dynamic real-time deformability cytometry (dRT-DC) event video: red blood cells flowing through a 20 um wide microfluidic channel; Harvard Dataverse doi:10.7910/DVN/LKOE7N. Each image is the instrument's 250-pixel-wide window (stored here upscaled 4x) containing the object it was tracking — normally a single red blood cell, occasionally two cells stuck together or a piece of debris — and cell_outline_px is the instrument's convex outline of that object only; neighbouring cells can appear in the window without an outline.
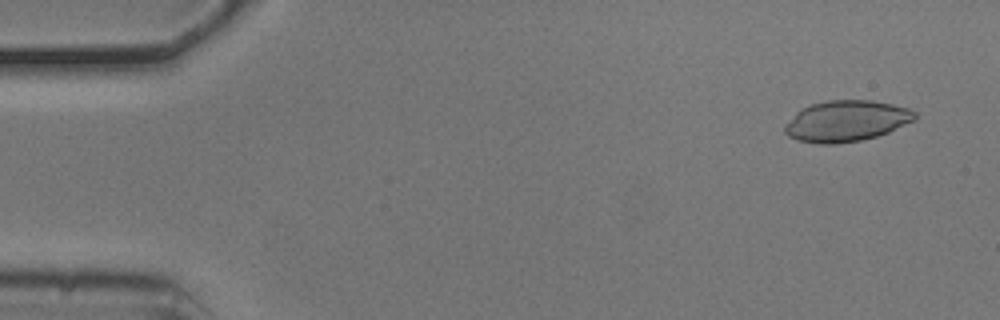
{"species": "common noctule bat (a hibernating species)", "species_latin": "Nyctalus noctula", "temperature_condition": "cold", "stored_images_in_passage": 53, "camera_frame_rate_fps": 3000, "um_per_image_px": 0.085, "animal": {"sex": "male", "body_mass_g": 20.5, "forearm_length_mm": 52.5}, "frame": {"image": 1, "passage_image": 3, "time_ms": 0.667, "image_size_px": [1000, 320], "cell_outline_px": [[916, 120], [888, 132], [876, 136], [860, 140], [836, 144], [816, 144], [796, 140], [788, 136], [784, 132], [784, 124], [800, 108], [812, 104], [828, 100], [872, 100], [892, 104], [908, 108], [916, 112]], "centroid_in_image_um": [71.91, 10.29], "position_along_channel_um": 13.1, "area_um2": 31.33}}
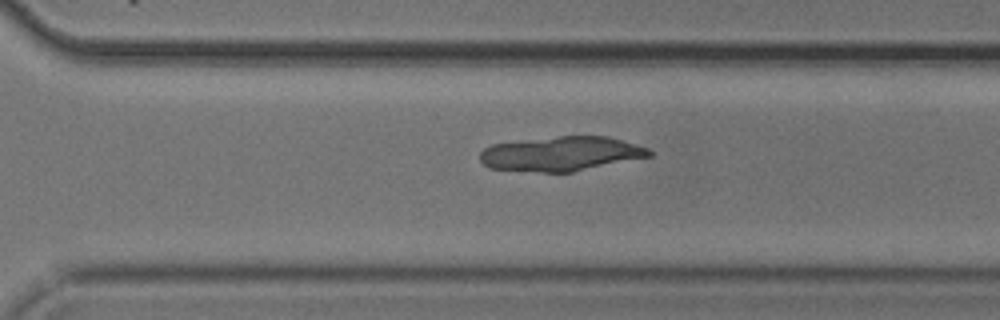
{"frame": {"image": 2, "passage_image": 37, "time_ms": 12.0, "image_size_px": [1000, 320], "cell_outline_px": [[652, 156], [572, 172], [540, 172], [488, 168], [480, 160], [480, 152], [484, 148], [492, 144], [560, 136], [608, 136], [636, 144], [648, 148], [652, 152]], "centroid_in_image_um": [47.71, 13.07], "position_along_channel_um": 322.9, "area_um2": 33.87}}
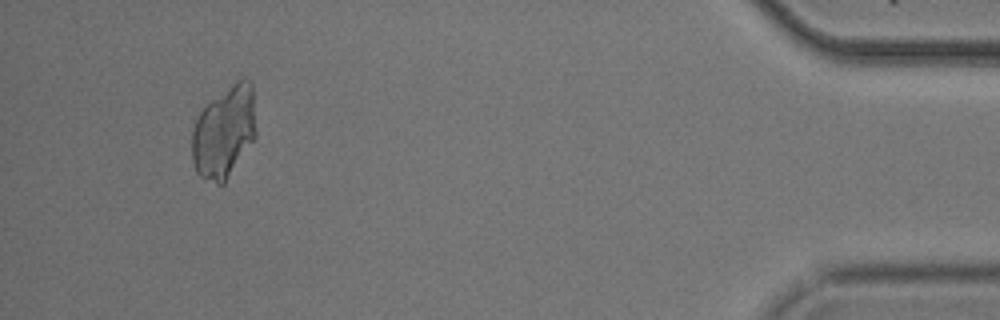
{"frame": {"image": 3, "passage_image": 50, "time_ms": 16.333, "image_size_px": [1000, 320], "cell_outline_px": [[256, 136], [224, 184], [216, 184], [200, 176], [196, 172], [192, 160], [192, 132], [196, 120], [200, 112], [212, 100], [236, 80], [244, 76], [252, 80], [256, 128]], "centroid_in_image_um": [19.07, 11.21], "position_along_channel_um": 416.1, "area_um2": 34.45}}